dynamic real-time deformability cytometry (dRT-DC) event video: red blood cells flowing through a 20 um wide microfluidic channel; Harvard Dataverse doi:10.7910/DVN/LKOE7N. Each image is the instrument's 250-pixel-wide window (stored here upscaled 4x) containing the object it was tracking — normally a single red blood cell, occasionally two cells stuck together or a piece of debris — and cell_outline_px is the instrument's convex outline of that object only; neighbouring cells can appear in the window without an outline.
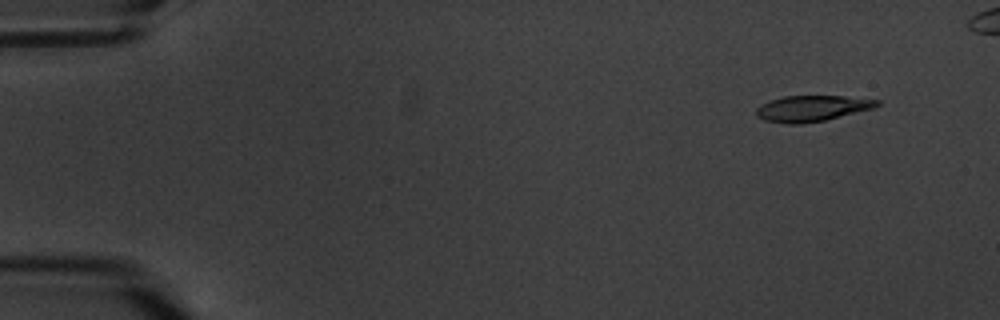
{"species": "common noctule bat (a hibernating species)", "species_latin": "Nyctalus noctula", "temperature_condition": "warm", "stored_images_in_passage": 5, "camera_frame_rate_fps": 3000, "um_per_image_px": 0.085, "animal": {"sex": "male", "body_mass_g": 20.1, "forearm_length_mm": 53.5}, "frame": {"image": 1, "passage_image": 1, "time_ms": 0.0, "image_size_px": [1000, 320], "cell_outline_px": [[880, 104], [872, 108], [824, 120], [800, 124], [788, 124], [764, 120], [756, 116], [756, 108], [760, 104], [784, 96], [844, 96], [880, 100]], "centroid_in_image_um": [68.97, 9.21], "position_along_channel_um": 16.0, "area_um2": 18.03}}